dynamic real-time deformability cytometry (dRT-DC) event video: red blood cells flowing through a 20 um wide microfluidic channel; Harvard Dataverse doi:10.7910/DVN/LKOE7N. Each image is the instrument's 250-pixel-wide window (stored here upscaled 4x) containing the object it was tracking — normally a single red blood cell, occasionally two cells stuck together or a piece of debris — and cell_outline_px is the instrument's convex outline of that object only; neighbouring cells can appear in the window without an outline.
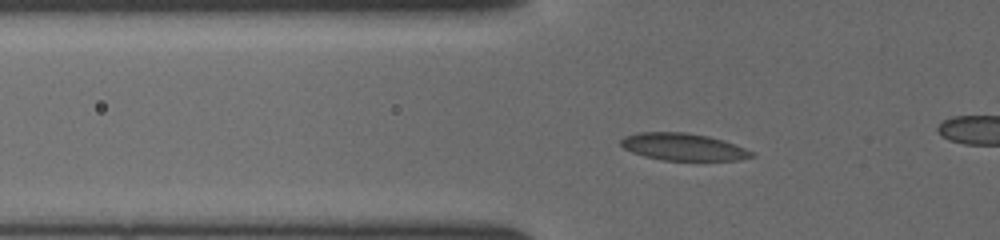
{"species": "common noctule bat (a hibernating species)", "species_latin": "Nyctalus noctula", "temperature_condition": "cold", "stored_images_in_passage": 48, "camera_frame_rate_fps": 3000, "um_per_image_px": 0.085, "animal": {"sex": "female", "body_mass_g": 19.5, "forearm_length_mm": 54.1}, "frame": {"image": 1, "passage_image": 8, "time_ms": 3.0, "image_size_px": [1000, 240], "cell_outline_px": [[756, 156], [740, 160], [664, 160], [644, 156], [632, 152], [624, 148], [620, 144], [620, 140], [624, 136], [636, 132], [688, 132], [708, 136], [724, 140], [756, 152]], "centroid_in_image_um": [58.1, 12.48], "position_along_channel_um": 67.7, "area_um2": 20.92}}
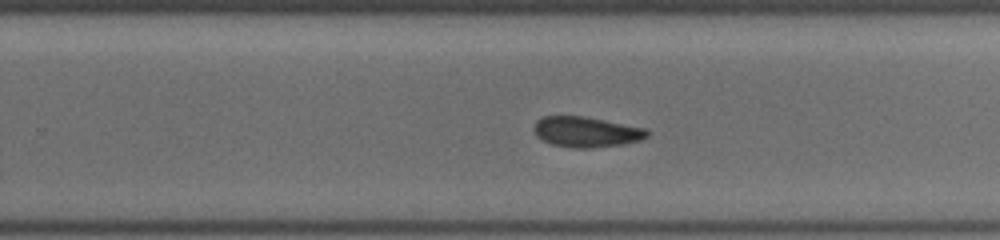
{"frame": {"image": 2, "passage_image": 23, "time_ms": 8.333, "image_size_px": [1000, 240], "cell_outline_px": [[648, 136], [640, 140], [624, 144], [592, 148], [572, 148], [552, 144], [536, 136], [532, 128], [536, 120], [544, 116], [584, 116], [648, 128]], "centroid_in_image_um": [49.83, 11.21], "position_along_channel_um": 280.0, "area_um2": 20.29}}
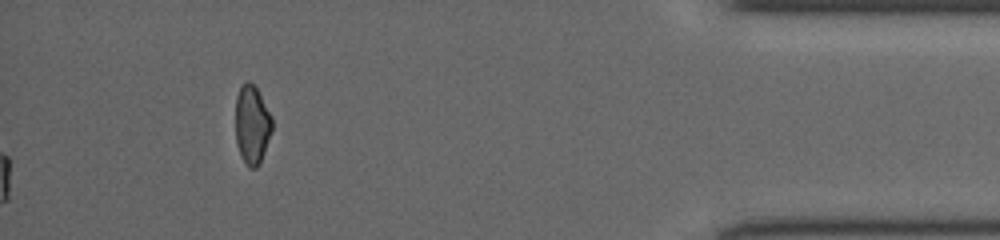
{"frame": {"image": 3, "passage_image": 48, "time_ms": 14.333, "image_size_px": [1000, 240], "cell_outline_px": [[272, 128], [260, 164], [256, 168], [248, 168], [240, 156], [236, 144], [236, 96], [240, 84], [244, 80], [248, 80], [256, 84], [272, 116]], "centroid_in_image_um": [21.41, 10.54], "position_along_channel_um": 413.8, "area_um2": 17.28}}